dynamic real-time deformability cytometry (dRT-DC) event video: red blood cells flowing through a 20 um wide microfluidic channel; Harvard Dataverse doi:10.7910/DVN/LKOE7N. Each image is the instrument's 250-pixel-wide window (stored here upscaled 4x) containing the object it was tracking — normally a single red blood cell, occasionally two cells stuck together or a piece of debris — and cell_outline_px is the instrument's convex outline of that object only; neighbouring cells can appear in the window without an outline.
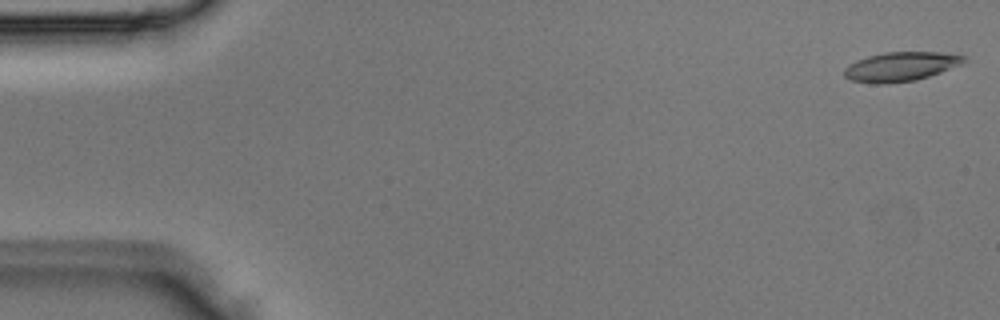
{"species": "Egyptian fruit bat (a non-hibernating species)", "species_latin": "Rousettus aegyptiacus", "temperature_condition": "room temperature", "stored_images_in_passage": 3, "camera_frame_rate_fps": 3000, "um_per_image_px": 0.085, "animal": {"sex": "male"}, "frame": {"image": 1, "passage_image": 1, "time_ms": 0.0, "image_size_px": [1000, 320], "cell_outline_px": [[968, 60], [964, 64], [916, 80], [888, 84], [872, 84], [852, 80], [844, 76], [844, 68], [848, 64], [856, 60], [868, 56], [884, 52], [940, 52], [968, 56]], "centroid_in_image_um": [76.59, 5.66], "position_along_channel_um": 8.4, "area_um2": 20.69}}
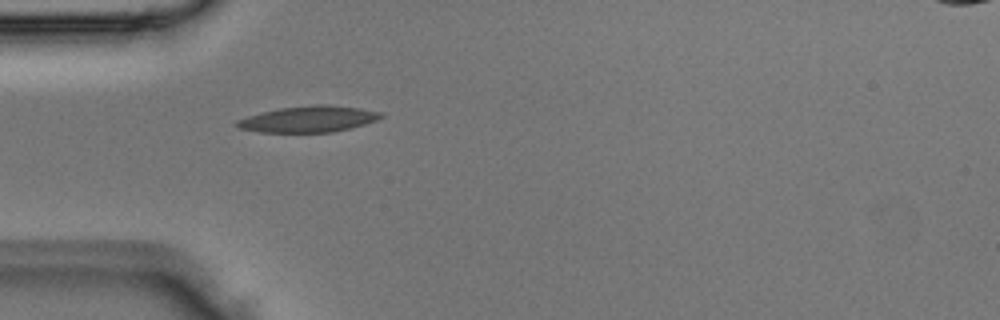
{"frame": {"image": 2, "passage_image": 3, "time_ms": 0.667, "image_size_px": [1000, 320], "cell_outline_px": [[384, 116], [376, 120], [352, 128], [332, 132], [260, 132], [240, 128], [232, 124], [236, 120], [248, 116], [280, 108], [316, 104], [328, 104], [360, 108], [384, 112]], "centroid_in_image_um": [26.26, 10.12], "position_along_channel_um": 58.7, "area_um2": 22.02}}